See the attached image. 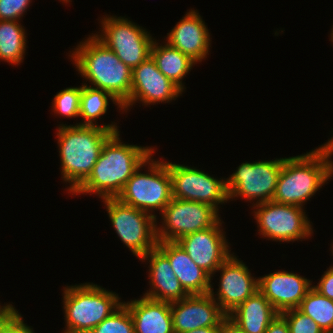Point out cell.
I'll return each mask as SVG.
<instances>
[{
    "instance_id": "1",
    "label": "cell",
    "mask_w": 333,
    "mask_h": 333,
    "mask_svg": "<svg viewBox=\"0 0 333 333\" xmlns=\"http://www.w3.org/2000/svg\"><path fill=\"white\" fill-rule=\"evenodd\" d=\"M119 135L113 133L106 140L92 173L72 195L92 193L102 199L117 198L128 179L155 152L151 147L124 144Z\"/></svg>"
},
{
    "instance_id": "2",
    "label": "cell",
    "mask_w": 333,
    "mask_h": 333,
    "mask_svg": "<svg viewBox=\"0 0 333 333\" xmlns=\"http://www.w3.org/2000/svg\"><path fill=\"white\" fill-rule=\"evenodd\" d=\"M57 129V140L61 161V174L70 183L67 191L73 193L92 173L103 144L118 127L108 125H64Z\"/></svg>"
},
{
    "instance_id": "3",
    "label": "cell",
    "mask_w": 333,
    "mask_h": 333,
    "mask_svg": "<svg viewBox=\"0 0 333 333\" xmlns=\"http://www.w3.org/2000/svg\"><path fill=\"white\" fill-rule=\"evenodd\" d=\"M332 155L326 143L306 154L285 157L272 201L303 207L333 176Z\"/></svg>"
},
{
    "instance_id": "4",
    "label": "cell",
    "mask_w": 333,
    "mask_h": 333,
    "mask_svg": "<svg viewBox=\"0 0 333 333\" xmlns=\"http://www.w3.org/2000/svg\"><path fill=\"white\" fill-rule=\"evenodd\" d=\"M84 41L70 56L74 60L73 64L80 75L91 82V87L107 91L123 105L130 96L132 69L95 34Z\"/></svg>"
},
{
    "instance_id": "5",
    "label": "cell",
    "mask_w": 333,
    "mask_h": 333,
    "mask_svg": "<svg viewBox=\"0 0 333 333\" xmlns=\"http://www.w3.org/2000/svg\"><path fill=\"white\" fill-rule=\"evenodd\" d=\"M63 295V333H89L123 304L118 294L92 283L67 286Z\"/></svg>"
},
{
    "instance_id": "6",
    "label": "cell",
    "mask_w": 333,
    "mask_h": 333,
    "mask_svg": "<svg viewBox=\"0 0 333 333\" xmlns=\"http://www.w3.org/2000/svg\"><path fill=\"white\" fill-rule=\"evenodd\" d=\"M152 155L128 179L117 198L124 204L152 214L154 210L161 213L173 199L172 181L165 161H154ZM148 164V173L139 171ZM150 172V173H149ZM151 212V213H150Z\"/></svg>"
},
{
    "instance_id": "7",
    "label": "cell",
    "mask_w": 333,
    "mask_h": 333,
    "mask_svg": "<svg viewBox=\"0 0 333 333\" xmlns=\"http://www.w3.org/2000/svg\"><path fill=\"white\" fill-rule=\"evenodd\" d=\"M102 200L114 230L134 256L140 259L157 246V219L153 215L124 204L118 198Z\"/></svg>"
},
{
    "instance_id": "8",
    "label": "cell",
    "mask_w": 333,
    "mask_h": 333,
    "mask_svg": "<svg viewBox=\"0 0 333 333\" xmlns=\"http://www.w3.org/2000/svg\"><path fill=\"white\" fill-rule=\"evenodd\" d=\"M101 24L103 32L95 36L131 69L151 56L154 39L139 25L117 16H106Z\"/></svg>"
},
{
    "instance_id": "9",
    "label": "cell",
    "mask_w": 333,
    "mask_h": 333,
    "mask_svg": "<svg viewBox=\"0 0 333 333\" xmlns=\"http://www.w3.org/2000/svg\"><path fill=\"white\" fill-rule=\"evenodd\" d=\"M253 208L259 234L268 239L290 242L307 239L313 233L303 207L268 201Z\"/></svg>"
},
{
    "instance_id": "10",
    "label": "cell",
    "mask_w": 333,
    "mask_h": 333,
    "mask_svg": "<svg viewBox=\"0 0 333 333\" xmlns=\"http://www.w3.org/2000/svg\"><path fill=\"white\" fill-rule=\"evenodd\" d=\"M219 211L209 204L173 198L164 208L162 225L156 226L157 241H177L181 237L211 228L219 220Z\"/></svg>"
},
{
    "instance_id": "11",
    "label": "cell",
    "mask_w": 333,
    "mask_h": 333,
    "mask_svg": "<svg viewBox=\"0 0 333 333\" xmlns=\"http://www.w3.org/2000/svg\"><path fill=\"white\" fill-rule=\"evenodd\" d=\"M283 161L284 158H276L239 165L226 179L229 199L238 196L250 201L258 199L256 204L272 201Z\"/></svg>"
},
{
    "instance_id": "12",
    "label": "cell",
    "mask_w": 333,
    "mask_h": 333,
    "mask_svg": "<svg viewBox=\"0 0 333 333\" xmlns=\"http://www.w3.org/2000/svg\"><path fill=\"white\" fill-rule=\"evenodd\" d=\"M176 199L206 203L217 211L218 205L229 200L226 180H218L196 168L167 162Z\"/></svg>"
},
{
    "instance_id": "13",
    "label": "cell",
    "mask_w": 333,
    "mask_h": 333,
    "mask_svg": "<svg viewBox=\"0 0 333 333\" xmlns=\"http://www.w3.org/2000/svg\"><path fill=\"white\" fill-rule=\"evenodd\" d=\"M182 90L157 68L155 60L149 56L139 66L132 69V85L129 99L123 104L124 111L136 101L144 105L157 102L168 103L182 94Z\"/></svg>"
},
{
    "instance_id": "14",
    "label": "cell",
    "mask_w": 333,
    "mask_h": 333,
    "mask_svg": "<svg viewBox=\"0 0 333 333\" xmlns=\"http://www.w3.org/2000/svg\"><path fill=\"white\" fill-rule=\"evenodd\" d=\"M217 270L221 272L219 289L215 294L211 284L209 293L228 316L258 290V279L251 277L248 267L233 254Z\"/></svg>"
},
{
    "instance_id": "15",
    "label": "cell",
    "mask_w": 333,
    "mask_h": 333,
    "mask_svg": "<svg viewBox=\"0 0 333 333\" xmlns=\"http://www.w3.org/2000/svg\"><path fill=\"white\" fill-rule=\"evenodd\" d=\"M221 226L222 223L219 220L211 228L185 235L176 241L189 257L211 277L231 255L229 243Z\"/></svg>"
},
{
    "instance_id": "16",
    "label": "cell",
    "mask_w": 333,
    "mask_h": 333,
    "mask_svg": "<svg viewBox=\"0 0 333 333\" xmlns=\"http://www.w3.org/2000/svg\"><path fill=\"white\" fill-rule=\"evenodd\" d=\"M174 333L204 327H220L227 315L210 293L188 295L170 303Z\"/></svg>"
},
{
    "instance_id": "17",
    "label": "cell",
    "mask_w": 333,
    "mask_h": 333,
    "mask_svg": "<svg viewBox=\"0 0 333 333\" xmlns=\"http://www.w3.org/2000/svg\"><path fill=\"white\" fill-rule=\"evenodd\" d=\"M311 285L309 279L285 270L258 278V290L279 314L299 308Z\"/></svg>"
},
{
    "instance_id": "18",
    "label": "cell",
    "mask_w": 333,
    "mask_h": 333,
    "mask_svg": "<svg viewBox=\"0 0 333 333\" xmlns=\"http://www.w3.org/2000/svg\"><path fill=\"white\" fill-rule=\"evenodd\" d=\"M196 10H190L167 33V43L187 55L196 64L209 54L210 34Z\"/></svg>"
},
{
    "instance_id": "19",
    "label": "cell",
    "mask_w": 333,
    "mask_h": 333,
    "mask_svg": "<svg viewBox=\"0 0 333 333\" xmlns=\"http://www.w3.org/2000/svg\"><path fill=\"white\" fill-rule=\"evenodd\" d=\"M168 259L181 286L188 295L210 292L211 276L199 267L175 241H157L156 246Z\"/></svg>"
},
{
    "instance_id": "20",
    "label": "cell",
    "mask_w": 333,
    "mask_h": 333,
    "mask_svg": "<svg viewBox=\"0 0 333 333\" xmlns=\"http://www.w3.org/2000/svg\"><path fill=\"white\" fill-rule=\"evenodd\" d=\"M140 260H149V280L152 286L143 296L163 302H175L188 296L170 265L169 259L157 248L148 251Z\"/></svg>"
},
{
    "instance_id": "21",
    "label": "cell",
    "mask_w": 333,
    "mask_h": 333,
    "mask_svg": "<svg viewBox=\"0 0 333 333\" xmlns=\"http://www.w3.org/2000/svg\"><path fill=\"white\" fill-rule=\"evenodd\" d=\"M124 304L131 313L135 333H174L169 302L142 296Z\"/></svg>"
},
{
    "instance_id": "22",
    "label": "cell",
    "mask_w": 333,
    "mask_h": 333,
    "mask_svg": "<svg viewBox=\"0 0 333 333\" xmlns=\"http://www.w3.org/2000/svg\"><path fill=\"white\" fill-rule=\"evenodd\" d=\"M279 315L269 300L257 290L228 317L247 333H265L270 323Z\"/></svg>"
},
{
    "instance_id": "23",
    "label": "cell",
    "mask_w": 333,
    "mask_h": 333,
    "mask_svg": "<svg viewBox=\"0 0 333 333\" xmlns=\"http://www.w3.org/2000/svg\"><path fill=\"white\" fill-rule=\"evenodd\" d=\"M158 45L155 40L151 47V56L155 60L157 68L184 91L182 79L191 71L195 62L168 43L163 46Z\"/></svg>"
},
{
    "instance_id": "24",
    "label": "cell",
    "mask_w": 333,
    "mask_h": 333,
    "mask_svg": "<svg viewBox=\"0 0 333 333\" xmlns=\"http://www.w3.org/2000/svg\"><path fill=\"white\" fill-rule=\"evenodd\" d=\"M26 50V33L19 21L0 20V60L19 65Z\"/></svg>"
},
{
    "instance_id": "25",
    "label": "cell",
    "mask_w": 333,
    "mask_h": 333,
    "mask_svg": "<svg viewBox=\"0 0 333 333\" xmlns=\"http://www.w3.org/2000/svg\"><path fill=\"white\" fill-rule=\"evenodd\" d=\"M109 100L118 108L124 111L123 105L110 93L107 91L88 86L87 84L81 86V96H80V111L79 117H81L84 122L77 123L76 125H88L94 126L95 120L100 118L107 112L109 105Z\"/></svg>"
},
{
    "instance_id": "26",
    "label": "cell",
    "mask_w": 333,
    "mask_h": 333,
    "mask_svg": "<svg viewBox=\"0 0 333 333\" xmlns=\"http://www.w3.org/2000/svg\"><path fill=\"white\" fill-rule=\"evenodd\" d=\"M298 309L315 321L324 333H333V300L312 287Z\"/></svg>"
},
{
    "instance_id": "27",
    "label": "cell",
    "mask_w": 333,
    "mask_h": 333,
    "mask_svg": "<svg viewBox=\"0 0 333 333\" xmlns=\"http://www.w3.org/2000/svg\"><path fill=\"white\" fill-rule=\"evenodd\" d=\"M89 333H135L128 307L123 303Z\"/></svg>"
},
{
    "instance_id": "28",
    "label": "cell",
    "mask_w": 333,
    "mask_h": 333,
    "mask_svg": "<svg viewBox=\"0 0 333 333\" xmlns=\"http://www.w3.org/2000/svg\"><path fill=\"white\" fill-rule=\"evenodd\" d=\"M80 96H81V86L80 87H69L61 90L57 93L53 99V112L69 117H79L80 111Z\"/></svg>"
},
{
    "instance_id": "29",
    "label": "cell",
    "mask_w": 333,
    "mask_h": 333,
    "mask_svg": "<svg viewBox=\"0 0 333 333\" xmlns=\"http://www.w3.org/2000/svg\"><path fill=\"white\" fill-rule=\"evenodd\" d=\"M286 321L290 333H324L318 324L298 308L280 314Z\"/></svg>"
},
{
    "instance_id": "30",
    "label": "cell",
    "mask_w": 333,
    "mask_h": 333,
    "mask_svg": "<svg viewBox=\"0 0 333 333\" xmlns=\"http://www.w3.org/2000/svg\"><path fill=\"white\" fill-rule=\"evenodd\" d=\"M0 333H34V331L24 323L21 314L14 307L0 320Z\"/></svg>"
},
{
    "instance_id": "31",
    "label": "cell",
    "mask_w": 333,
    "mask_h": 333,
    "mask_svg": "<svg viewBox=\"0 0 333 333\" xmlns=\"http://www.w3.org/2000/svg\"><path fill=\"white\" fill-rule=\"evenodd\" d=\"M31 0H0V20L19 21Z\"/></svg>"
},
{
    "instance_id": "32",
    "label": "cell",
    "mask_w": 333,
    "mask_h": 333,
    "mask_svg": "<svg viewBox=\"0 0 333 333\" xmlns=\"http://www.w3.org/2000/svg\"><path fill=\"white\" fill-rule=\"evenodd\" d=\"M318 285L312 286L320 294L333 300V266L329 267L322 275Z\"/></svg>"
},
{
    "instance_id": "33",
    "label": "cell",
    "mask_w": 333,
    "mask_h": 333,
    "mask_svg": "<svg viewBox=\"0 0 333 333\" xmlns=\"http://www.w3.org/2000/svg\"><path fill=\"white\" fill-rule=\"evenodd\" d=\"M265 333H290L287 321L279 314L267 327Z\"/></svg>"
},
{
    "instance_id": "34",
    "label": "cell",
    "mask_w": 333,
    "mask_h": 333,
    "mask_svg": "<svg viewBox=\"0 0 333 333\" xmlns=\"http://www.w3.org/2000/svg\"><path fill=\"white\" fill-rule=\"evenodd\" d=\"M219 333H247L241 330L228 316L220 325Z\"/></svg>"
},
{
    "instance_id": "35",
    "label": "cell",
    "mask_w": 333,
    "mask_h": 333,
    "mask_svg": "<svg viewBox=\"0 0 333 333\" xmlns=\"http://www.w3.org/2000/svg\"><path fill=\"white\" fill-rule=\"evenodd\" d=\"M220 327H204L198 328L191 331H186L183 333H219Z\"/></svg>"
},
{
    "instance_id": "36",
    "label": "cell",
    "mask_w": 333,
    "mask_h": 333,
    "mask_svg": "<svg viewBox=\"0 0 333 333\" xmlns=\"http://www.w3.org/2000/svg\"><path fill=\"white\" fill-rule=\"evenodd\" d=\"M13 308L11 304H6L3 307L0 305V320Z\"/></svg>"
},
{
    "instance_id": "37",
    "label": "cell",
    "mask_w": 333,
    "mask_h": 333,
    "mask_svg": "<svg viewBox=\"0 0 333 333\" xmlns=\"http://www.w3.org/2000/svg\"><path fill=\"white\" fill-rule=\"evenodd\" d=\"M327 144L330 146V148L332 149V152H333V137H331V139L328 140Z\"/></svg>"
},
{
    "instance_id": "38",
    "label": "cell",
    "mask_w": 333,
    "mask_h": 333,
    "mask_svg": "<svg viewBox=\"0 0 333 333\" xmlns=\"http://www.w3.org/2000/svg\"><path fill=\"white\" fill-rule=\"evenodd\" d=\"M331 41L333 42V29L331 31Z\"/></svg>"
},
{
    "instance_id": "39",
    "label": "cell",
    "mask_w": 333,
    "mask_h": 333,
    "mask_svg": "<svg viewBox=\"0 0 333 333\" xmlns=\"http://www.w3.org/2000/svg\"><path fill=\"white\" fill-rule=\"evenodd\" d=\"M61 1V0H60ZM64 3L66 2V3H68V2H70V0H62Z\"/></svg>"
}]
</instances>
